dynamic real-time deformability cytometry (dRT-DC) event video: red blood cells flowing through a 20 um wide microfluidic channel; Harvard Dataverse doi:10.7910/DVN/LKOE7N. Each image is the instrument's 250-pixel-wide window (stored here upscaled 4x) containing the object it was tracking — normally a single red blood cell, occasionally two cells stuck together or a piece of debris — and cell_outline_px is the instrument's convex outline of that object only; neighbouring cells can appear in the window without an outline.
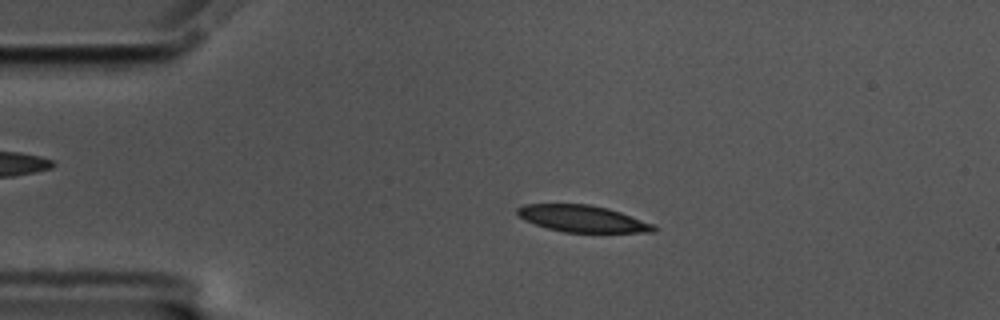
{"species": "common noctule bat (a hibernating species)", "species_latin": "Nyctalus noctula", "temperature_condition": "cold", "stored_images_in_passage": 56, "camera_frame_rate_fps": 3000, "um_per_image_px": 0.085, "animal": {"sex": "male", "body_mass_g": 17.5, "forearm_length_mm": 52.3}, "frame": {"image": 1, "passage_image": 11, "time_ms": 3.333, "image_size_px": [1000, 320], "cell_outline_px": [[656, 232], [564, 232], [548, 228], [524, 220], [516, 212], [516, 208], [524, 204], [588, 204], [608, 208], [656, 224]], "centroid_in_image_um": [49.53, 18.58], "position_along_channel_um": 35.5, "area_um2": 21.21}}
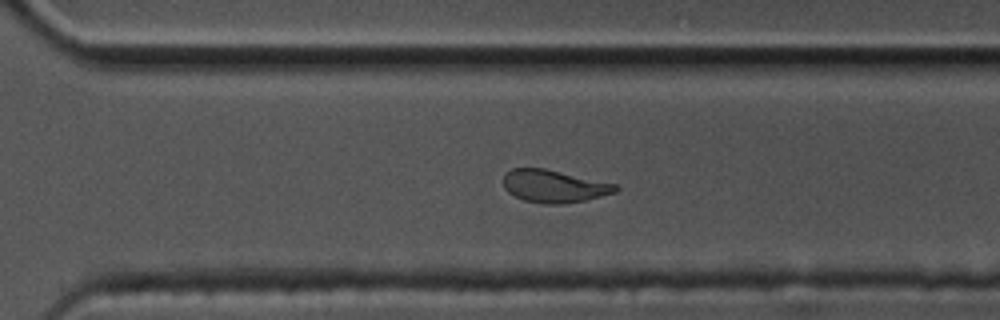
{"frame": {"image": 2, "passage_image": 39, "time_ms": 12.667, "image_size_px": [1000, 320], "cell_outline_px": [[620, 188], [616, 192], [584, 200], [560, 204], [544, 204], [524, 200], [508, 192], [504, 188], [504, 172], [512, 168], [544, 168], [616, 184]], "centroid_in_image_um": [47.07, 15.82], "position_along_channel_um": 323.5, "area_um2": 21.15}}
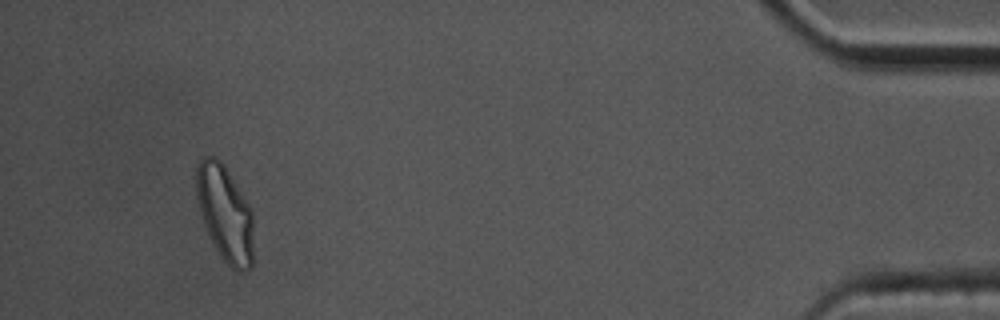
{"frame": {"image": 3, "passage_image": 53, "time_ms": 17.333, "image_size_px": [1000, 320], "cell_outline_px": [[252, 268], [244, 272], [236, 272], [220, 256], [204, 224], [200, 212], [196, 196], [196, 164], [204, 156], [216, 156], [220, 160], [252, 208]], "centroid_in_image_um": [19.12, 18.13], "position_along_channel_um": 416.1, "area_um2": 31.91}, "authors_computed_cell_mechanics": {"area_um2": 22.1952, "velocity_mm_per_s": 3.474, "shape_relaxation_time_tau1_ms": 3.3577, "shape_relaxation_time_tau2_ms": 2.2114, "deformation_change_tau1": 0.1472, "deformation_change_tau2": 0.0951}}